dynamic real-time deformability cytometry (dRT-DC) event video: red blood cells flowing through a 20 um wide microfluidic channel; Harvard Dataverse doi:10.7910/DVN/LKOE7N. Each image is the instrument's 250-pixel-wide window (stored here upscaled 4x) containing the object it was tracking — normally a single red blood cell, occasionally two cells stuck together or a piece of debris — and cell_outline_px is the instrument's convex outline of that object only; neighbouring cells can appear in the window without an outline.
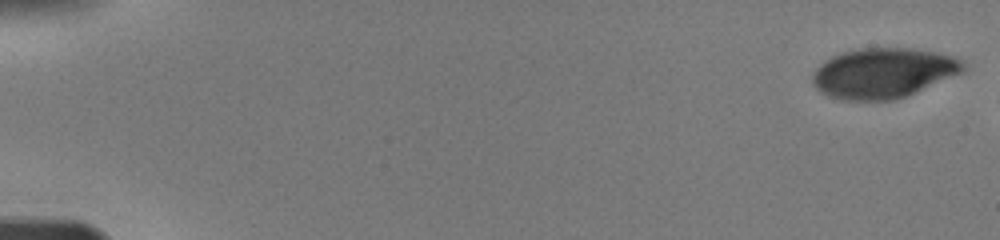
{"species": "human", "species_latin": "Homo sapiens", "temperature_condition": "warm", "stored_images_in_passage": 5, "camera_frame_rate_fps": 3000, "um_per_image_px": 0.085, "donor": {"sex": "male"}, "frame": {"image": 1, "passage_image": 1, "time_ms": 0.0, "image_size_px": [1000, 240], "cell_outline_px": [[964, 68], [960, 72], [916, 92], [896, 100], [840, 100], [828, 96], [820, 92], [812, 84], [812, 72], [824, 60], [840, 52], [860, 48], [912, 48], [952, 56], [964, 60]], "centroid_in_image_um": [75.0, 6.21], "position_along_channel_um": 10.0, "area_um2": 43.93}}